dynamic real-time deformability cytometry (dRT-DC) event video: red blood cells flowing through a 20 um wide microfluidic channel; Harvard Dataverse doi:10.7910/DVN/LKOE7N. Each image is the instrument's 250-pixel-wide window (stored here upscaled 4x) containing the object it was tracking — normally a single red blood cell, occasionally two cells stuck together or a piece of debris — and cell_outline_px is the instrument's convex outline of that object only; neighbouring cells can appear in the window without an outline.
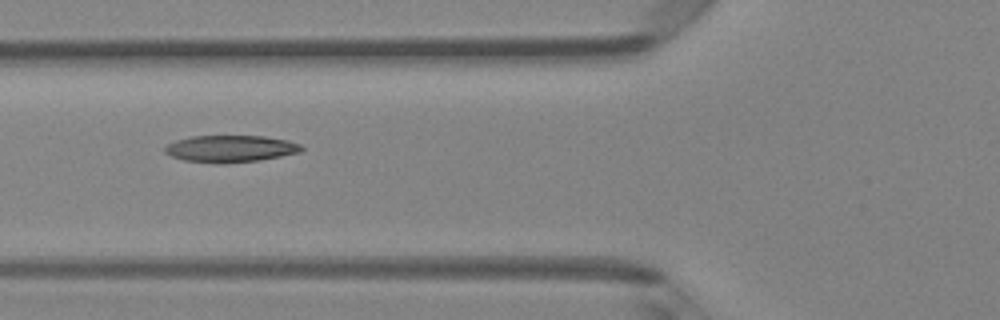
{"species": "Egyptian fruit bat (a non-hibernating species)", "species_latin": "Rousettus aegyptiacus", "temperature_condition": "room temperature", "stored_images_in_passage": 5, "camera_frame_rate_fps": 3000, "um_per_image_px": 0.085, "animal": {"sex": "female"}, "frame": {"image": 1, "passage_image": 5, "time_ms": 1.333, "image_size_px": [1000, 320], "cell_outline_px": [[304, 148], [300, 152], [260, 160], [224, 164], [216, 164], [184, 160], [172, 156], [164, 152], [164, 148], [168, 144], [176, 140], [192, 136], [264, 136], [288, 140], [300, 144]], "centroid_in_image_um": [19.59, 12.65], "position_along_channel_um": 106.2, "area_um2": 21.5}}